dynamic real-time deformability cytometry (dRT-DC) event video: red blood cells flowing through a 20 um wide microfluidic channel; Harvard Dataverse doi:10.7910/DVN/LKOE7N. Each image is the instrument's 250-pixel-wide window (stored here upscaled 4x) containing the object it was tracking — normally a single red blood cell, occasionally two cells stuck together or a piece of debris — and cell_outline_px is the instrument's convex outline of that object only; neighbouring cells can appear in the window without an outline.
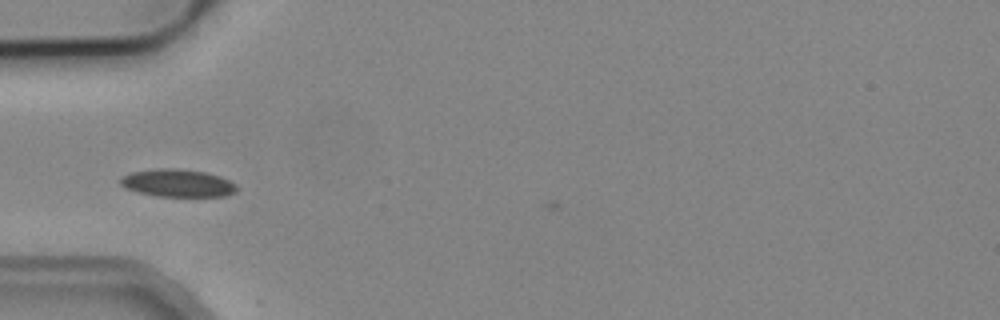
{"species": "common noctule bat (a hibernating species)", "species_latin": "Nyctalus noctula", "temperature_condition": "cold", "stored_images_in_passage": 8, "camera_frame_rate_fps": 3000, "um_per_image_px": 0.085, "animal": {"sex": "male", "body_mass_g": 19.2, "forearm_length_mm": 51.8}, "frame": {"image": 1, "passage_image": 2, "time_ms": 1.333, "image_size_px": [1000, 320], "cell_outline_px": [[236, 192], [228, 196], [156, 196], [136, 192], [124, 188], [120, 184], [120, 180], [124, 176], [132, 172], [160, 168], [176, 168], [208, 172], [220, 176], [236, 184]], "centroid_in_image_um": [15.11, 15.56], "position_along_channel_um": 69.9, "area_um2": 18.84}}
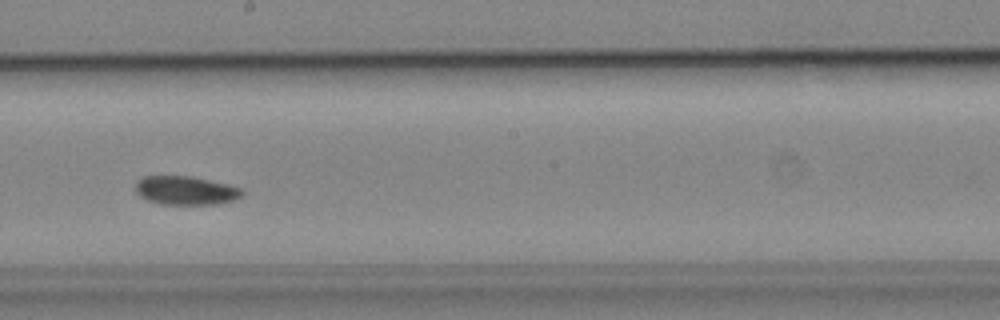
{"frame": {"image": 2, "passage_image": 6, "time_ms": 5.667, "image_size_px": [1000, 320], "cell_outline_px": [[244, 192], [240, 196], [232, 200], [216, 204], [164, 204], [148, 200], [140, 196], [136, 192], [136, 180], [144, 176], [192, 176], [240, 188]], "centroid_in_image_um": [15.73, 16.18], "position_along_channel_um": 232.5, "area_um2": 17.51}}
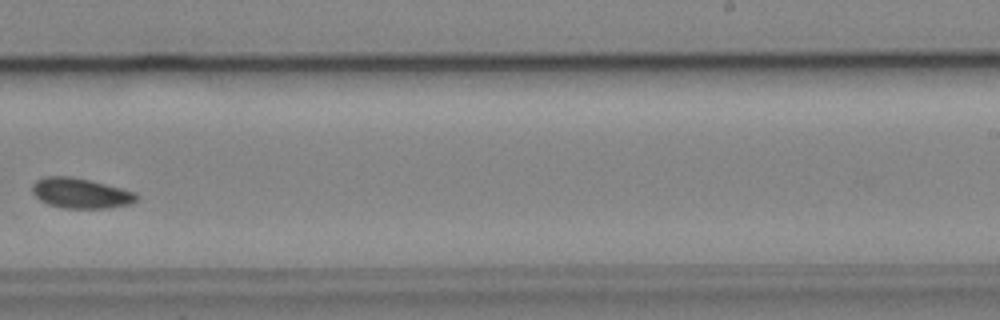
{"frame": {"image": 3, "passage_image": 7, "time_ms": 7.0, "image_size_px": [1000, 320], "cell_outline_px": [[136, 200], [132, 204], [108, 208], [64, 208], [48, 204], [40, 200], [32, 192], [32, 184], [36, 180], [44, 176], [68, 176], [88, 180], [136, 192]], "centroid_in_image_um": [6.83, 16.42], "position_along_channel_um": 282.2, "area_um2": 18.21}}